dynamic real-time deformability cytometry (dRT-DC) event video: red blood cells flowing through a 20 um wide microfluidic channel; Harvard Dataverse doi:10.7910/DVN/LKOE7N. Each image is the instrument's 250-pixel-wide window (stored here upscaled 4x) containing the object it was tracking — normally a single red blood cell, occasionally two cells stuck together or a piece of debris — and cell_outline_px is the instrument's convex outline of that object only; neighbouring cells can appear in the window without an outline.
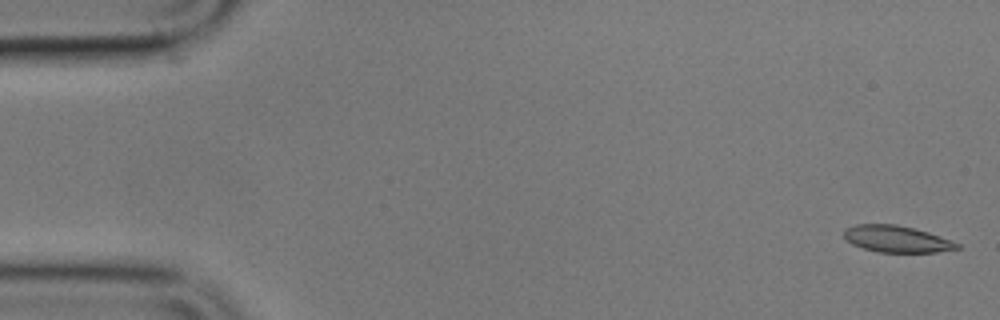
{"species": "common noctule bat (a hibernating species)", "species_latin": "Nyctalus noctula", "temperature_condition": "cold", "stored_images_in_passage": 5, "camera_frame_rate_fps": 3000, "um_per_image_px": 0.085, "animal": {"sex": "male", "body_mass_g": 17.9}, "frame": {"image": 1, "passage_image": 1, "time_ms": 0.0, "image_size_px": [1000, 320], "cell_outline_px": [[960, 248], [936, 252], [876, 252], [852, 244], [844, 236], [844, 228], [856, 224], [896, 224], [928, 232], [960, 244]], "centroid_in_image_um": [76.19, 20.31], "position_along_channel_um": 8.8, "area_um2": 17.4}}